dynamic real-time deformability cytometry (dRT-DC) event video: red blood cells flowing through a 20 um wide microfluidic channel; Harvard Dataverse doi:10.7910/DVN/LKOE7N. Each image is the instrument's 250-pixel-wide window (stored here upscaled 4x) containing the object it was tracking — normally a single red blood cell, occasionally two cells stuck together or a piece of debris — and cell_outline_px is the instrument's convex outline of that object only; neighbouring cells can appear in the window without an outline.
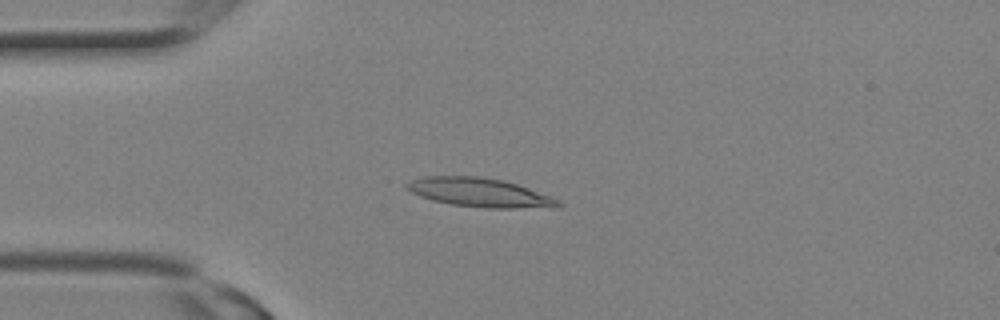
{"species": "Egyptian fruit bat (a non-hibernating species)", "species_latin": "Rousettus aegyptiacus", "temperature_condition": "room temperature", "stored_images_in_passage": 2, "camera_frame_rate_fps": 3000, "um_per_image_px": 0.085, "animal": {"sex": "female"}, "frame": {"image": 1, "passage_image": 2, "time_ms": 0.333, "image_size_px": [1000, 320], "cell_outline_px": [[564, 204], [560, 208], [488, 208], [452, 204], [432, 200], [420, 196], [404, 188], [404, 184], [412, 180], [424, 176], [480, 176], [504, 180], [552, 196], [560, 200]], "centroid_in_image_um": [40.83, 16.37], "position_along_channel_um": 44.2, "area_um2": 25.78}}